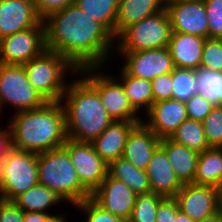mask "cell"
Returning a JSON list of instances; mask_svg holds the SVG:
<instances>
[{"label": "cell", "instance_id": "cell-15", "mask_svg": "<svg viewBox=\"0 0 222 222\" xmlns=\"http://www.w3.org/2000/svg\"><path fill=\"white\" fill-rule=\"evenodd\" d=\"M137 194L124 182L109 174L92 193L91 198L104 210L127 222L130 219Z\"/></svg>", "mask_w": 222, "mask_h": 222}, {"label": "cell", "instance_id": "cell-20", "mask_svg": "<svg viewBox=\"0 0 222 222\" xmlns=\"http://www.w3.org/2000/svg\"><path fill=\"white\" fill-rule=\"evenodd\" d=\"M141 122L113 121L91 144L109 165L123 156L130 131Z\"/></svg>", "mask_w": 222, "mask_h": 222}, {"label": "cell", "instance_id": "cell-28", "mask_svg": "<svg viewBox=\"0 0 222 222\" xmlns=\"http://www.w3.org/2000/svg\"><path fill=\"white\" fill-rule=\"evenodd\" d=\"M169 139L199 154L211 148L207 142L203 124L200 121L185 120L171 134Z\"/></svg>", "mask_w": 222, "mask_h": 222}, {"label": "cell", "instance_id": "cell-35", "mask_svg": "<svg viewBox=\"0 0 222 222\" xmlns=\"http://www.w3.org/2000/svg\"><path fill=\"white\" fill-rule=\"evenodd\" d=\"M87 214L86 222H125L123 219L114 216L104 210L91 197L75 205Z\"/></svg>", "mask_w": 222, "mask_h": 222}, {"label": "cell", "instance_id": "cell-34", "mask_svg": "<svg viewBox=\"0 0 222 222\" xmlns=\"http://www.w3.org/2000/svg\"><path fill=\"white\" fill-rule=\"evenodd\" d=\"M200 67L222 72V39L206 38Z\"/></svg>", "mask_w": 222, "mask_h": 222}, {"label": "cell", "instance_id": "cell-32", "mask_svg": "<svg viewBox=\"0 0 222 222\" xmlns=\"http://www.w3.org/2000/svg\"><path fill=\"white\" fill-rule=\"evenodd\" d=\"M164 198L153 192L138 194L127 222H156L157 209Z\"/></svg>", "mask_w": 222, "mask_h": 222}, {"label": "cell", "instance_id": "cell-19", "mask_svg": "<svg viewBox=\"0 0 222 222\" xmlns=\"http://www.w3.org/2000/svg\"><path fill=\"white\" fill-rule=\"evenodd\" d=\"M151 192L163 197H175L182 188L172 169L166 152L159 146L146 169Z\"/></svg>", "mask_w": 222, "mask_h": 222}, {"label": "cell", "instance_id": "cell-22", "mask_svg": "<svg viewBox=\"0 0 222 222\" xmlns=\"http://www.w3.org/2000/svg\"><path fill=\"white\" fill-rule=\"evenodd\" d=\"M160 147L166 152L168 161L180 183L182 185L194 183L199 153L169 138H162Z\"/></svg>", "mask_w": 222, "mask_h": 222}, {"label": "cell", "instance_id": "cell-9", "mask_svg": "<svg viewBox=\"0 0 222 222\" xmlns=\"http://www.w3.org/2000/svg\"><path fill=\"white\" fill-rule=\"evenodd\" d=\"M46 102L30 84L23 65L0 63L1 110L9 104L16 113L29 111L42 107Z\"/></svg>", "mask_w": 222, "mask_h": 222}, {"label": "cell", "instance_id": "cell-14", "mask_svg": "<svg viewBox=\"0 0 222 222\" xmlns=\"http://www.w3.org/2000/svg\"><path fill=\"white\" fill-rule=\"evenodd\" d=\"M174 198L179 210L194 222L219 211L218 190L213 186L184 184Z\"/></svg>", "mask_w": 222, "mask_h": 222}, {"label": "cell", "instance_id": "cell-18", "mask_svg": "<svg viewBox=\"0 0 222 222\" xmlns=\"http://www.w3.org/2000/svg\"><path fill=\"white\" fill-rule=\"evenodd\" d=\"M160 142L161 139L141 122L130 131L123 157L138 169L146 170Z\"/></svg>", "mask_w": 222, "mask_h": 222}, {"label": "cell", "instance_id": "cell-27", "mask_svg": "<svg viewBox=\"0 0 222 222\" xmlns=\"http://www.w3.org/2000/svg\"><path fill=\"white\" fill-rule=\"evenodd\" d=\"M13 202L22 211L49 213L46 210L64 201L55 192L38 183L26 192L18 195Z\"/></svg>", "mask_w": 222, "mask_h": 222}, {"label": "cell", "instance_id": "cell-40", "mask_svg": "<svg viewBox=\"0 0 222 222\" xmlns=\"http://www.w3.org/2000/svg\"><path fill=\"white\" fill-rule=\"evenodd\" d=\"M179 207L174 197H165L159 204L156 222H176Z\"/></svg>", "mask_w": 222, "mask_h": 222}, {"label": "cell", "instance_id": "cell-30", "mask_svg": "<svg viewBox=\"0 0 222 222\" xmlns=\"http://www.w3.org/2000/svg\"><path fill=\"white\" fill-rule=\"evenodd\" d=\"M198 94L204 96L212 105H222V72L205 69L196 70Z\"/></svg>", "mask_w": 222, "mask_h": 222}, {"label": "cell", "instance_id": "cell-48", "mask_svg": "<svg viewBox=\"0 0 222 222\" xmlns=\"http://www.w3.org/2000/svg\"><path fill=\"white\" fill-rule=\"evenodd\" d=\"M165 5L166 4H169V3H172V2H180V1H190V0H163Z\"/></svg>", "mask_w": 222, "mask_h": 222}, {"label": "cell", "instance_id": "cell-31", "mask_svg": "<svg viewBox=\"0 0 222 222\" xmlns=\"http://www.w3.org/2000/svg\"><path fill=\"white\" fill-rule=\"evenodd\" d=\"M195 94H198L196 71L175 67L172 71V98L185 103Z\"/></svg>", "mask_w": 222, "mask_h": 222}, {"label": "cell", "instance_id": "cell-36", "mask_svg": "<svg viewBox=\"0 0 222 222\" xmlns=\"http://www.w3.org/2000/svg\"><path fill=\"white\" fill-rule=\"evenodd\" d=\"M208 17L209 38L222 39V0H203Z\"/></svg>", "mask_w": 222, "mask_h": 222}, {"label": "cell", "instance_id": "cell-11", "mask_svg": "<svg viewBox=\"0 0 222 222\" xmlns=\"http://www.w3.org/2000/svg\"><path fill=\"white\" fill-rule=\"evenodd\" d=\"M69 154L81 184L92 194L108 174V164L95 152L91 143L67 139L62 146Z\"/></svg>", "mask_w": 222, "mask_h": 222}, {"label": "cell", "instance_id": "cell-33", "mask_svg": "<svg viewBox=\"0 0 222 222\" xmlns=\"http://www.w3.org/2000/svg\"><path fill=\"white\" fill-rule=\"evenodd\" d=\"M202 124L209 146L222 148V105L214 106Z\"/></svg>", "mask_w": 222, "mask_h": 222}, {"label": "cell", "instance_id": "cell-13", "mask_svg": "<svg viewBox=\"0 0 222 222\" xmlns=\"http://www.w3.org/2000/svg\"><path fill=\"white\" fill-rule=\"evenodd\" d=\"M172 32H181L209 38L208 17L203 0L166 4Z\"/></svg>", "mask_w": 222, "mask_h": 222}, {"label": "cell", "instance_id": "cell-21", "mask_svg": "<svg viewBox=\"0 0 222 222\" xmlns=\"http://www.w3.org/2000/svg\"><path fill=\"white\" fill-rule=\"evenodd\" d=\"M206 38L181 32H172L168 44L175 67L196 70L201 65Z\"/></svg>", "mask_w": 222, "mask_h": 222}, {"label": "cell", "instance_id": "cell-25", "mask_svg": "<svg viewBox=\"0 0 222 222\" xmlns=\"http://www.w3.org/2000/svg\"><path fill=\"white\" fill-rule=\"evenodd\" d=\"M120 71L117 80L122 84L130 105L137 113L141 112L140 110H143V108L147 113L154 103L151 82L143 78L130 76L122 68Z\"/></svg>", "mask_w": 222, "mask_h": 222}, {"label": "cell", "instance_id": "cell-7", "mask_svg": "<svg viewBox=\"0 0 222 222\" xmlns=\"http://www.w3.org/2000/svg\"><path fill=\"white\" fill-rule=\"evenodd\" d=\"M38 183V154L12 148L0 164V199L13 201Z\"/></svg>", "mask_w": 222, "mask_h": 222}, {"label": "cell", "instance_id": "cell-2", "mask_svg": "<svg viewBox=\"0 0 222 222\" xmlns=\"http://www.w3.org/2000/svg\"><path fill=\"white\" fill-rule=\"evenodd\" d=\"M8 121L12 148L17 150L39 154L61 148L68 139L61 101H47L34 110L17 112Z\"/></svg>", "mask_w": 222, "mask_h": 222}, {"label": "cell", "instance_id": "cell-47", "mask_svg": "<svg viewBox=\"0 0 222 222\" xmlns=\"http://www.w3.org/2000/svg\"><path fill=\"white\" fill-rule=\"evenodd\" d=\"M66 219V216H64L63 214H58V216H56L51 222H67Z\"/></svg>", "mask_w": 222, "mask_h": 222}, {"label": "cell", "instance_id": "cell-41", "mask_svg": "<svg viewBox=\"0 0 222 222\" xmlns=\"http://www.w3.org/2000/svg\"><path fill=\"white\" fill-rule=\"evenodd\" d=\"M0 222H23V211L13 201L0 199Z\"/></svg>", "mask_w": 222, "mask_h": 222}, {"label": "cell", "instance_id": "cell-1", "mask_svg": "<svg viewBox=\"0 0 222 222\" xmlns=\"http://www.w3.org/2000/svg\"><path fill=\"white\" fill-rule=\"evenodd\" d=\"M43 21L46 49L66 58L77 70L102 68L114 55L113 35L76 3L50 14Z\"/></svg>", "mask_w": 222, "mask_h": 222}, {"label": "cell", "instance_id": "cell-10", "mask_svg": "<svg viewBox=\"0 0 222 222\" xmlns=\"http://www.w3.org/2000/svg\"><path fill=\"white\" fill-rule=\"evenodd\" d=\"M46 50L44 21L0 39V63L24 65Z\"/></svg>", "mask_w": 222, "mask_h": 222}, {"label": "cell", "instance_id": "cell-8", "mask_svg": "<svg viewBox=\"0 0 222 222\" xmlns=\"http://www.w3.org/2000/svg\"><path fill=\"white\" fill-rule=\"evenodd\" d=\"M101 67H88L78 70L99 94L102 104L113 121L142 122V117L129 103L122 84L113 75H105ZM103 74H101V73Z\"/></svg>", "mask_w": 222, "mask_h": 222}, {"label": "cell", "instance_id": "cell-6", "mask_svg": "<svg viewBox=\"0 0 222 222\" xmlns=\"http://www.w3.org/2000/svg\"><path fill=\"white\" fill-rule=\"evenodd\" d=\"M171 21L166 8L126 27L115 38L117 52H138L168 47ZM117 42V43H116Z\"/></svg>", "mask_w": 222, "mask_h": 222}, {"label": "cell", "instance_id": "cell-45", "mask_svg": "<svg viewBox=\"0 0 222 222\" xmlns=\"http://www.w3.org/2000/svg\"><path fill=\"white\" fill-rule=\"evenodd\" d=\"M176 222H194L189 216L182 213L180 210L177 212Z\"/></svg>", "mask_w": 222, "mask_h": 222}, {"label": "cell", "instance_id": "cell-37", "mask_svg": "<svg viewBox=\"0 0 222 222\" xmlns=\"http://www.w3.org/2000/svg\"><path fill=\"white\" fill-rule=\"evenodd\" d=\"M185 106L188 119L200 122L205 119L214 107V105L201 94L193 95L187 102H185Z\"/></svg>", "mask_w": 222, "mask_h": 222}, {"label": "cell", "instance_id": "cell-42", "mask_svg": "<svg viewBox=\"0 0 222 222\" xmlns=\"http://www.w3.org/2000/svg\"><path fill=\"white\" fill-rule=\"evenodd\" d=\"M0 127V164L5 159L7 153L12 149V139L9 127Z\"/></svg>", "mask_w": 222, "mask_h": 222}, {"label": "cell", "instance_id": "cell-5", "mask_svg": "<svg viewBox=\"0 0 222 222\" xmlns=\"http://www.w3.org/2000/svg\"><path fill=\"white\" fill-rule=\"evenodd\" d=\"M23 66L30 84L46 101H61L68 84L67 74L78 72L66 58L47 49Z\"/></svg>", "mask_w": 222, "mask_h": 222}, {"label": "cell", "instance_id": "cell-43", "mask_svg": "<svg viewBox=\"0 0 222 222\" xmlns=\"http://www.w3.org/2000/svg\"><path fill=\"white\" fill-rule=\"evenodd\" d=\"M56 216L52 213L23 211V222H51Z\"/></svg>", "mask_w": 222, "mask_h": 222}, {"label": "cell", "instance_id": "cell-46", "mask_svg": "<svg viewBox=\"0 0 222 222\" xmlns=\"http://www.w3.org/2000/svg\"><path fill=\"white\" fill-rule=\"evenodd\" d=\"M217 190H218L219 210L222 212V181L220 182L219 186L217 187Z\"/></svg>", "mask_w": 222, "mask_h": 222}, {"label": "cell", "instance_id": "cell-24", "mask_svg": "<svg viewBox=\"0 0 222 222\" xmlns=\"http://www.w3.org/2000/svg\"><path fill=\"white\" fill-rule=\"evenodd\" d=\"M108 174L124 182L137 195L151 192L146 170L138 169L123 156L108 165Z\"/></svg>", "mask_w": 222, "mask_h": 222}, {"label": "cell", "instance_id": "cell-39", "mask_svg": "<svg viewBox=\"0 0 222 222\" xmlns=\"http://www.w3.org/2000/svg\"><path fill=\"white\" fill-rule=\"evenodd\" d=\"M73 3H75V0H34L35 10L42 21L50 14L58 12Z\"/></svg>", "mask_w": 222, "mask_h": 222}, {"label": "cell", "instance_id": "cell-38", "mask_svg": "<svg viewBox=\"0 0 222 222\" xmlns=\"http://www.w3.org/2000/svg\"><path fill=\"white\" fill-rule=\"evenodd\" d=\"M151 82L154 102L172 98V72L157 76Z\"/></svg>", "mask_w": 222, "mask_h": 222}, {"label": "cell", "instance_id": "cell-26", "mask_svg": "<svg viewBox=\"0 0 222 222\" xmlns=\"http://www.w3.org/2000/svg\"><path fill=\"white\" fill-rule=\"evenodd\" d=\"M222 181V148L211 147L199 154L194 184L218 187Z\"/></svg>", "mask_w": 222, "mask_h": 222}, {"label": "cell", "instance_id": "cell-3", "mask_svg": "<svg viewBox=\"0 0 222 222\" xmlns=\"http://www.w3.org/2000/svg\"><path fill=\"white\" fill-rule=\"evenodd\" d=\"M72 81H68L61 100L66 115L67 137L80 143H92L113 119L98 92L83 77Z\"/></svg>", "mask_w": 222, "mask_h": 222}, {"label": "cell", "instance_id": "cell-4", "mask_svg": "<svg viewBox=\"0 0 222 222\" xmlns=\"http://www.w3.org/2000/svg\"><path fill=\"white\" fill-rule=\"evenodd\" d=\"M38 181L72 206L92 195L81 184L71 158L63 147L38 154Z\"/></svg>", "mask_w": 222, "mask_h": 222}, {"label": "cell", "instance_id": "cell-29", "mask_svg": "<svg viewBox=\"0 0 222 222\" xmlns=\"http://www.w3.org/2000/svg\"><path fill=\"white\" fill-rule=\"evenodd\" d=\"M75 3L115 38L118 0H75Z\"/></svg>", "mask_w": 222, "mask_h": 222}, {"label": "cell", "instance_id": "cell-23", "mask_svg": "<svg viewBox=\"0 0 222 222\" xmlns=\"http://www.w3.org/2000/svg\"><path fill=\"white\" fill-rule=\"evenodd\" d=\"M165 7L163 0H118L115 38L129 25L154 15Z\"/></svg>", "mask_w": 222, "mask_h": 222}, {"label": "cell", "instance_id": "cell-12", "mask_svg": "<svg viewBox=\"0 0 222 222\" xmlns=\"http://www.w3.org/2000/svg\"><path fill=\"white\" fill-rule=\"evenodd\" d=\"M123 57L121 68L130 76L153 80L157 76L175 69L168 47L142 50L138 52H116Z\"/></svg>", "mask_w": 222, "mask_h": 222}, {"label": "cell", "instance_id": "cell-16", "mask_svg": "<svg viewBox=\"0 0 222 222\" xmlns=\"http://www.w3.org/2000/svg\"><path fill=\"white\" fill-rule=\"evenodd\" d=\"M142 122L160 139L169 138L178 126L188 119L184 102L168 99L154 102Z\"/></svg>", "mask_w": 222, "mask_h": 222}, {"label": "cell", "instance_id": "cell-44", "mask_svg": "<svg viewBox=\"0 0 222 222\" xmlns=\"http://www.w3.org/2000/svg\"><path fill=\"white\" fill-rule=\"evenodd\" d=\"M197 222H222V212L219 210L217 213Z\"/></svg>", "mask_w": 222, "mask_h": 222}, {"label": "cell", "instance_id": "cell-17", "mask_svg": "<svg viewBox=\"0 0 222 222\" xmlns=\"http://www.w3.org/2000/svg\"><path fill=\"white\" fill-rule=\"evenodd\" d=\"M40 21L34 0H0V39L35 27Z\"/></svg>", "mask_w": 222, "mask_h": 222}]
</instances>
